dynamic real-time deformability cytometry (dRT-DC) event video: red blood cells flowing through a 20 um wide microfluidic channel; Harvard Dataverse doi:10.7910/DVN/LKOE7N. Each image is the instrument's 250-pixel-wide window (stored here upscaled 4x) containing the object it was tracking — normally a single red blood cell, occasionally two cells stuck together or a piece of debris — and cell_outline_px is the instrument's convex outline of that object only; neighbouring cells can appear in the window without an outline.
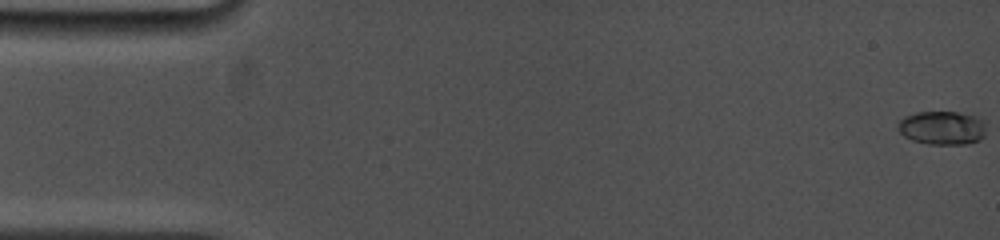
{"species": "common noctule bat (a hibernating species)", "species_latin": "Nyctalus noctula", "temperature_condition": "cold", "stored_images_in_passage": 22, "camera_frame_rate_fps": 5000, "um_per_image_px": 0.085, "animal": {"sex": "female", "body_mass_g": 19.0, "forearm_length_mm": 53.3}, "frame": {"image": 1, "passage_image": 1, "time_ms": 0.0, "image_size_px": [1000, 240], "cell_outline_px": [[984, 136], [980, 140], [968, 144], [928, 144], [912, 140], [904, 136], [900, 132], [900, 120], [904, 116], [916, 112], [956, 112], [976, 116], [984, 120]], "centroid_in_image_um": [80.11, 10.87], "position_along_channel_um": 4.9, "area_um2": 17.22}}
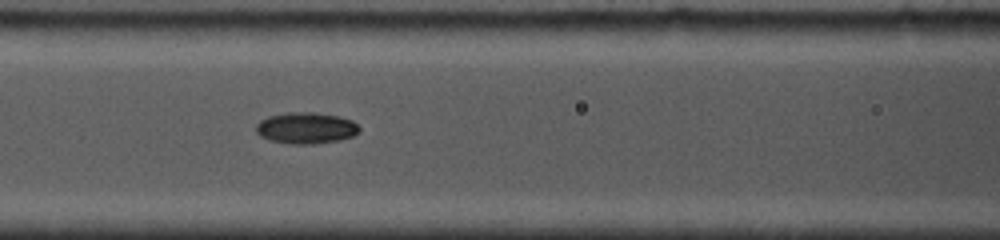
{"frame": {"image": 2, "passage_image": 13, "time_ms": 7.2, "image_size_px": [1000, 240], "cell_outline_px": [[360, 132], [352, 136], [340, 140], [312, 144], [292, 144], [272, 140], [260, 136], [256, 132], [256, 124], [260, 120], [268, 116], [284, 112], [316, 112], [340, 116], [352, 120], [360, 128]], "centroid_in_image_um": [26.02, 10.86], "position_along_channel_um": 140.6, "area_um2": 19.02}}
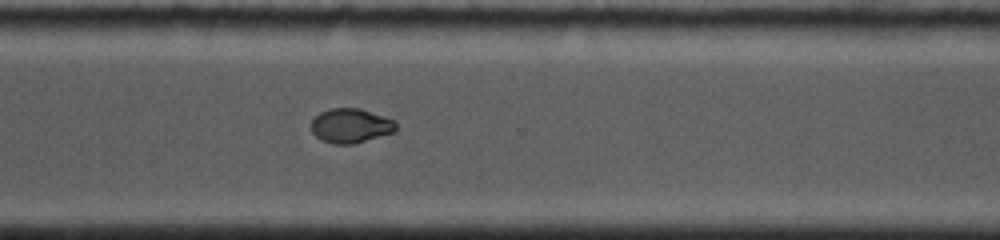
{"frame": {"image": 3, "passage_image": 22, "time_ms": 12.4, "image_size_px": [1000, 240], "cell_outline_px": [[396, 132], [352, 144], [332, 144], [320, 140], [312, 132], [312, 120], [320, 112], [332, 108], [360, 108], [396, 120]], "centroid_in_image_um": [29.83, 10.69], "position_along_channel_um": 340.8, "area_um2": 17.11}}